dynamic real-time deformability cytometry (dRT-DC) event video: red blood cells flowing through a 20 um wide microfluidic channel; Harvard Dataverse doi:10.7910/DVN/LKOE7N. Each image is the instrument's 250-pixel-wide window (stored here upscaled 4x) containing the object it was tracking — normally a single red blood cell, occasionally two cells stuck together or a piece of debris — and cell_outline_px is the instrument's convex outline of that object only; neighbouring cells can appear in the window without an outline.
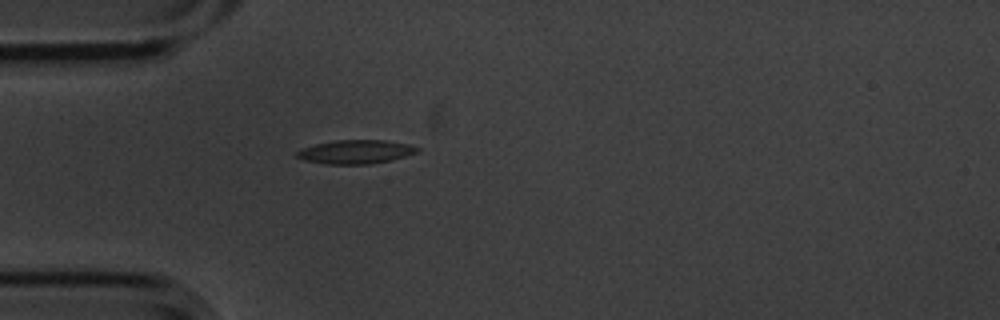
{"species": "common noctule bat (a hibernating species)", "species_latin": "Nyctalus noctula", "temperature_condition": "cold", "stored_images_in_passage": 1, "camera_frame_rate_fps": 3000, "um_per_image_px": 0.085, "animal": {"sex": "male", "body_mass_g": 20.1, "forearm_length_mm": 53.5}, "frame": {"image": 1, "passage_image": 1, "time_ms": 0.0, "image_size_px": [1000, 320], "cell_outline_px": [[420, 148], [416, 152], [404, 156], [372, 164], [324, 164], [304, 160], [296, 156], [296, 152], [300, 148], [316, 144], [336, 140], [384, 140], [408, 144]], "centroid_in_image_um": [30.17, 12.9], "position_along_channel_um": 54.8, "area_um2": 16.53}}